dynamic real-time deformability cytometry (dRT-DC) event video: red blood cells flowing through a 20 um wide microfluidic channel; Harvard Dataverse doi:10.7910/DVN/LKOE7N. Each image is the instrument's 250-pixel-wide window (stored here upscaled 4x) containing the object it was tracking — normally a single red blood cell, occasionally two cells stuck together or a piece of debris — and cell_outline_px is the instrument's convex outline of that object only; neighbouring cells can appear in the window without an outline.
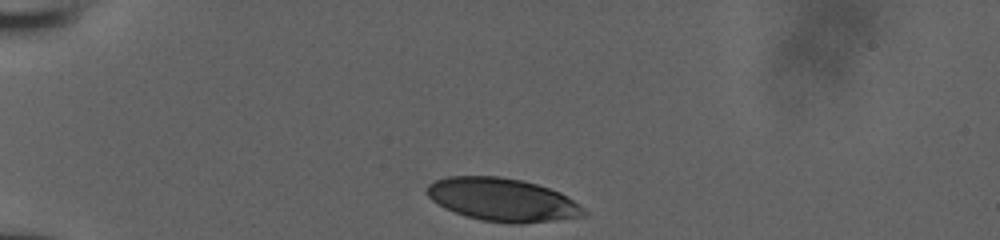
{"species": "human", "species_latin": "Homo sapiens", "temperature_condition": "room temperature", "stored_images_in_passage": 31, "camera_frame_rate_fps": 3000, "um_per_image_px": 0.085, "donor": {"sex": "male"}, "frame": {"image": 1, "passage_image": 1, "time_ms": 0.0, "image_size_px": [1000, 240], "cell_outline_px": [[588, 212], [584, 216], [520, 224], [508, 224], [480, 220], [444, 208], [432, 200], [424, 192], [428, 184], [436, 180], [448, 176], [500, 176], [520, 180], [536, 184], [560, 192], [572, 200]], "centroid_in_image_um": [42.67, 16.97], "position_along_channel_um": 42.3, "area_um2": 39.25}}
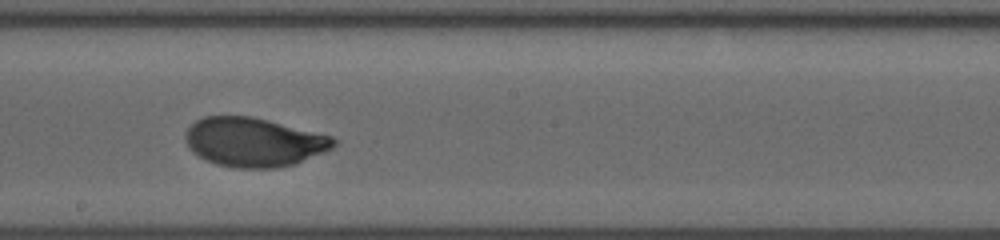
{"frame": {"image": 2, "passage_image": 18, "time_ms": 5.667, "image_size_px": [1000, 240], "cell_outline_px": [[340, 140], [332, 148], [324, 152], [296, 164], [276, 168], [236, 168], [216, 164], [204, 160], [192, 152], [188, 148], [184, 136], [188, 128], [196, 120], [204, 116], [252, 116], [332, 136]], "centroid_in_image_um": [21.57, 12.09], "position_along_channel_um": 226.6, "area_um2": 42.66}}
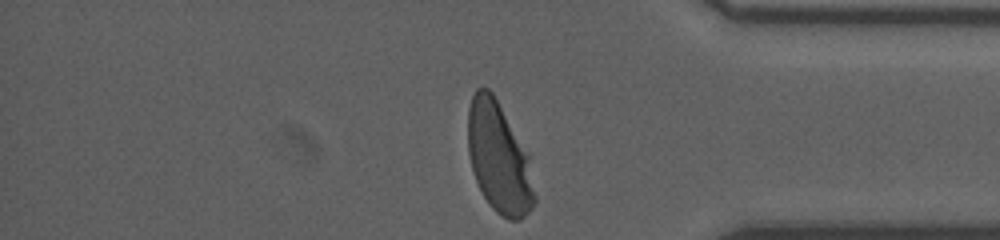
{"frame": {"image": 3, "passage_image": 31, "time_ms": 10.0, "image_size_px": [1000, 240], "cell_outline_px": [[536, 200], [532, 208], [520, 220], [508, 220], [496, 212], [492, 208], [484, 196], [476, 180], [472, 168], [468, 152], [468, 108], [472, 96], [476, 88], [488, 88], [492, 92], [528, 152], [536, 196]], "centroid_in_image_um": [42.42, 13.43], "position_along_channel_um": 392.8, "area_um2": 42.89}}